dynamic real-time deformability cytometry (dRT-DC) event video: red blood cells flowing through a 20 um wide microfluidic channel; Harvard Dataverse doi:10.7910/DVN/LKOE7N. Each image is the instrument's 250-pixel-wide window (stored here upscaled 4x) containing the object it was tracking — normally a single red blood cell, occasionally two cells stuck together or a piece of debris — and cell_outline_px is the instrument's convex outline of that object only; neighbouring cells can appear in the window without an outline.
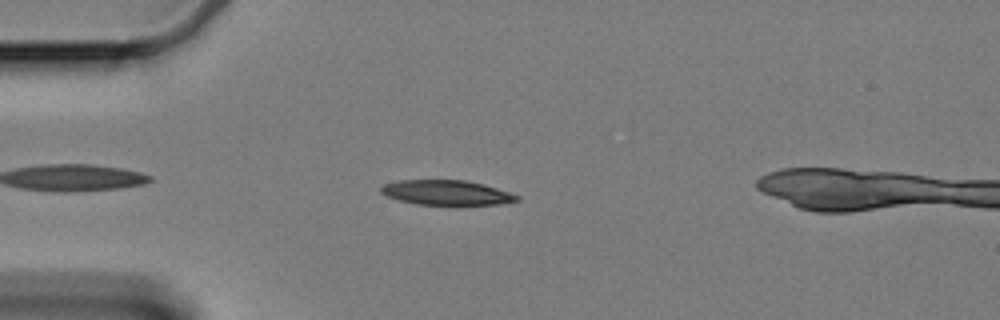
{"species": "Egyptian fruit bat (a non-hibernating species)", "species_latin": "Rousettus aegyptiacus", "temperature_condition": "cold", "stored_images_in_passage": 48, "camera_frame_rate_fps": 3000, "um_per_image_px": 0.085, "animal": {"sex": "female"}, "frame": {"image": 1, "passage_image": 6, "time_ms": 1.667, "image_size_px": [1000, 320], "cell_outline_px": [[520, 200], [500, 204], [456, 208], [452, 208], [416, 204], [400, 200], [388, 196], [380, 192], [380, 188], [384, 184], [400, 180], [464, 180], [484, 184], [520, 196]], "centroid_in_image_um": [38.01, 16.43], "position_along_channel_um": 47.0, "area_um2": 20.63}}
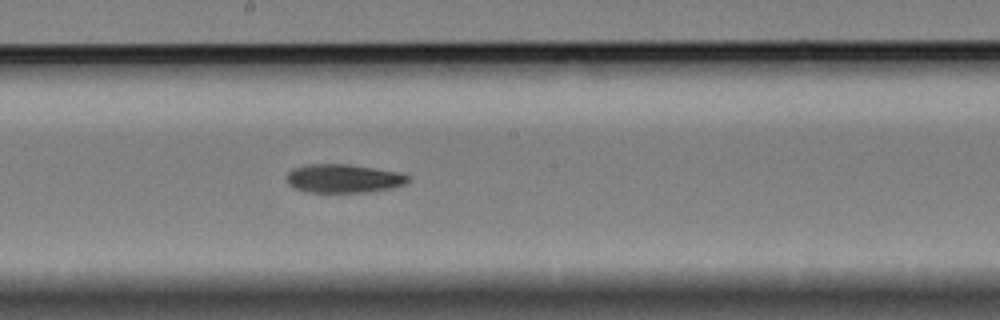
{"frame": {"image": 2, "passage_image": 23, "time_ms": 7.333, "image_size_px": [1000, 320], "cell_outline_px": [[412, 180], [404, 184], [392, 188], [368, 192], [308, 192], [292, 188], [288, 184], [288, 172], [292, 168], [312, 164], [348, 164], [396, 172], [408, 176]], "centroid_in_image_um": [29.18, 15.18], "position_along_channel_um": 219.0, "area_um2": 20.11}}
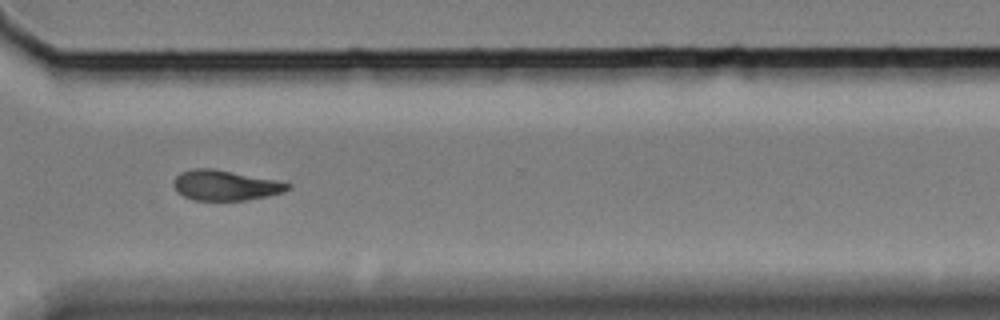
{"frame": {"image": 3, "passage_image": 35, "time_ms": 11.333, "image_size_px": [1000, 320], "cell_outline_px": [[292, 188], [268, 196], [244, 200], [192, 200], [176, 192], [176, 176], [180, 172], [192, 168], [212, 168], [276, 180], [292, 184]], "centroid_in_image_um": [19.16, 15.75], "position_along_channel_um": 351.4, "area_um2": 19.88}, "authors_computed_cell_mechanics": {"area_um2": 20.3456, "velocity_mm_per_s": 3.3176, "shape_relaxation_time_tau1_ms": 9.0553, "shape_relaxation_time_tau2_ms": null, "deformation_change_tau1": 0.1873, "deformation_change_tau2": null}}